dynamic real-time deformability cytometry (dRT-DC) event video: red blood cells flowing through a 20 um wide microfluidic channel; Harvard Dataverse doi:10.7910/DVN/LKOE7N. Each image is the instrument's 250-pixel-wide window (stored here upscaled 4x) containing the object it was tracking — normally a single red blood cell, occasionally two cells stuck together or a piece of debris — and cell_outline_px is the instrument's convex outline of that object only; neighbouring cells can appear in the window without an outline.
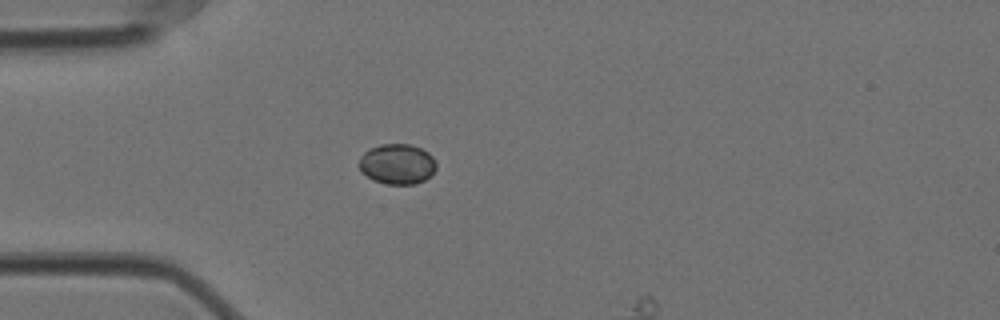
{"species": "Egyptian fruit bat (a non-hibernating species)", "species_latin": "Rousettus aegyptiacus", "temperature_condition": "cold", "stored_images_in_passage": 3, "camera_frame_rate_fps": 3000, "um_per_image_px": 0.085, "animal": {"sex": "female"}, "frame": {"image": 1, "passage_image": 1, "time_ms": 0.0, "image_size_px": [1000, 320], "cell_outline_px": [[436, 168], [424, 180], [416, 184], [388, 184], [372, 180], [356, 164], [360, 156], [364, 152], [380, 144], [408, 144], [420, 148], [428, 152], [432, 156], [436, 164]], "centroid_in_image_um": [33.74, 13.94], "position_along_channel_um": 51.3, "area_um2": 18.03}}